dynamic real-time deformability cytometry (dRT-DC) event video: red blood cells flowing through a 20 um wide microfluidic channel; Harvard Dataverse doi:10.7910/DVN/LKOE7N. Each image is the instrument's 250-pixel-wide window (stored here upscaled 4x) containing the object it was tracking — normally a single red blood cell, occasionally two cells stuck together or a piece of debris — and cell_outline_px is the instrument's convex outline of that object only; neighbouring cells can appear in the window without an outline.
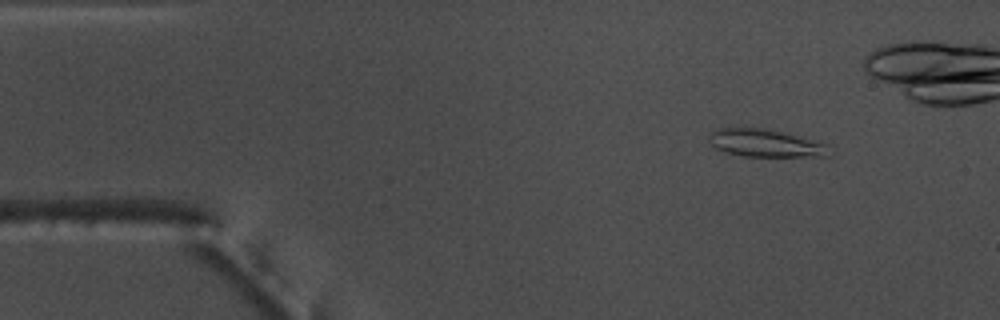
{"species": "common noctule bat (a hibernating species)", "species_latin": "Nyctalus noctula", "temperature_condition": "warm", "stored_images_in_passage": 53, "camera_frame_rate_fps": 3000, "um_per_image_px": 0.085, "animal": {"sex": "male", "body_mass_g": 17.5, "forearm_length_mm": 52.3}, "frame": {"image": 1, "passage_image": 7, "time_ms": 2.0, "image_size_px": [1000, 320], "cell_outline_px": [[828, 156], [744, 156], [724, 152], [716, 148], [708, 140], [708, 136], [716, 128], [768, 128], [824, 144]], "centroid_in_image_um": [64.93, 12.16], "position_along_channel_um": 20.1, "area_um2": 18.84}}
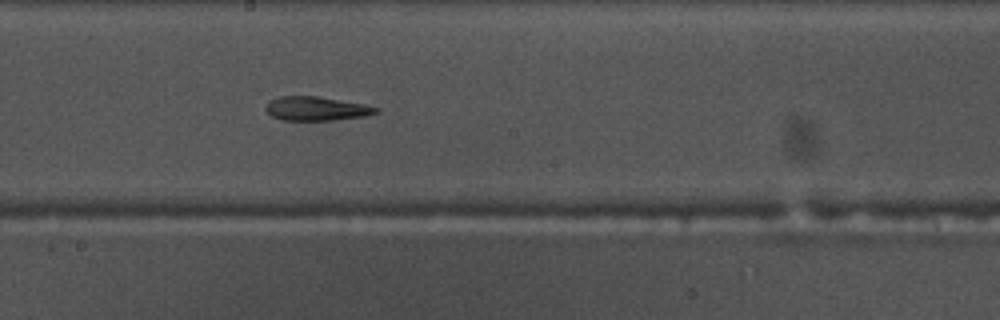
{"frame": {"image": 2, "passage_image": 30, "time_ms": 9.667, "image_size_px": [1000, 320], "cell_outline_px": [[380, 112], [364, 116], [336, 120], [284, 120], [272, 116], [264, 108], [268, 100], [280, 96], [316, 96], [364, 104], [380, 108]], "centroid_in_image_um": [26.89, 9.23], "position_along_channel_um": 221.3, "area_um2": 15.43}}
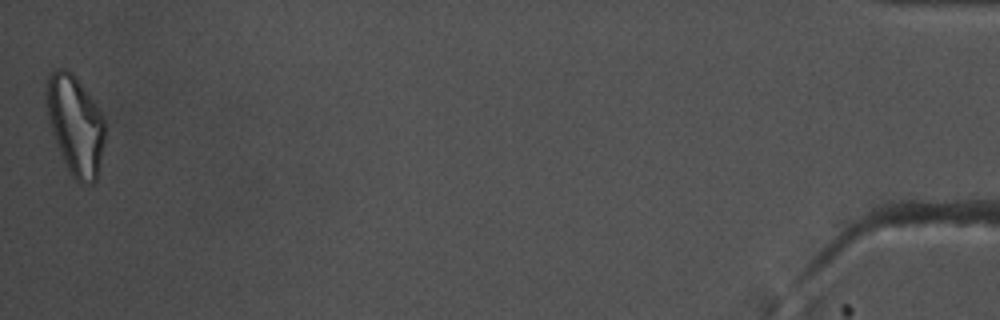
{"frame": {"image": 3, "passage_image": 53, "time_ms": 17.333, "image_size_px": [1000, 320], "cell_outline_px": [[104, 144], [96, 180], [92, 184], [80, 184], [72, 176], [56, 144], [48, 120], [48, 76], [56, 68], [64, 68], [72, 72], [76, 76], [100, 112], [104, 120]], "centroid_in_image_um": [6.42, 10.66], "position_along_channel_um": 428.8, "area_um2": 33.18}, "authors_computed_cell_mechanics": {"area_um2": 19.7098, "velocity_mm_per_s": 3.7233, "shape_relaxation_time_tau1_ms": null, "shape_relaxation_time_tau2_ms": 3.7434, "deformation_change_tau1": null, "deformation_change_tau2": 0.1265}}